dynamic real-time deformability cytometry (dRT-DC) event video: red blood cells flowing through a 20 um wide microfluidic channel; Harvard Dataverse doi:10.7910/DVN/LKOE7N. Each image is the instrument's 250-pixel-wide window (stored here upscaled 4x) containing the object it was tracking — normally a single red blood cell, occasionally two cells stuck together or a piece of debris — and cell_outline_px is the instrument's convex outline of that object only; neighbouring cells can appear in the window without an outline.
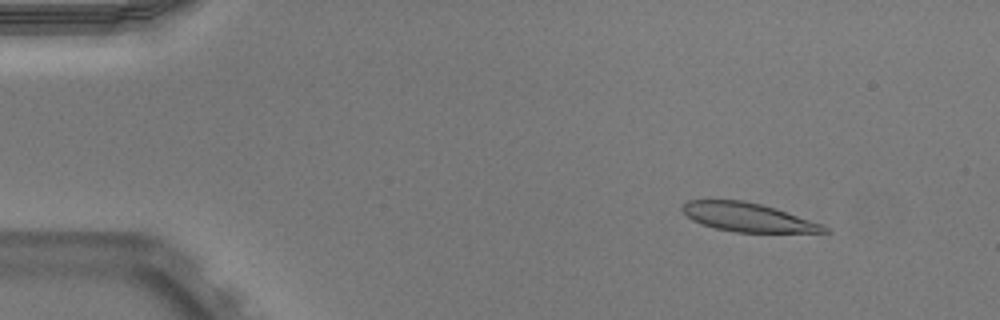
{"species": "Egyptian fruit bat (a non-hibernating species)", "species_latin": "Rousettus aegyptiacus", "temperature_condition": "warm", "stored_images_in_passage": 51, "camera_frame_rate_fps": 3000, "um_per_image_px": 0.085, "animal": {"sex": "male"}, "frame": {"image": 1, "passage_image": 6, "time_ms": 1.667, "image_size_px": [1000, 320], "cell_outline_px": [[832, 232], [736, 232], [716, 228], [700, 224], [692, 220], [680, 208], [688, 200], [744, 200], [776, 208], [820, 224], [828, 228]], "centroid_in_image_um": [63.53, 18.46], "position_along_channel_um": 21.5, "area_um2": 23.41}}
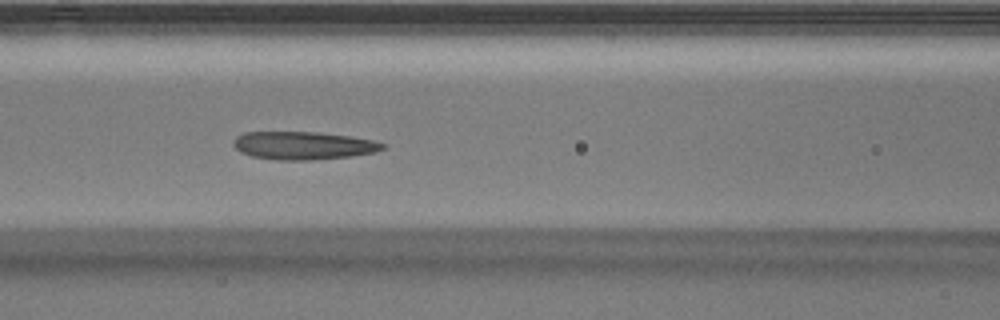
{"frame": {"image": 2, "passage_image": 22, "time_ms": 7.0, "image_size_px": [1000, 320], "cell_outline_px": [[388, 144], [384, 148], [376, 152], [352, 156], [312, 160], [280, 160], [252, 156], [240, 152], [232, 144], [232, 140], [236, 136], [244, 132], [316, 132], [348, 136], [372, 140]], "centroid_in_image_um": [25.77, 12.37], "position_along_channel_um": 140.8, "area_um2": 24.39}}
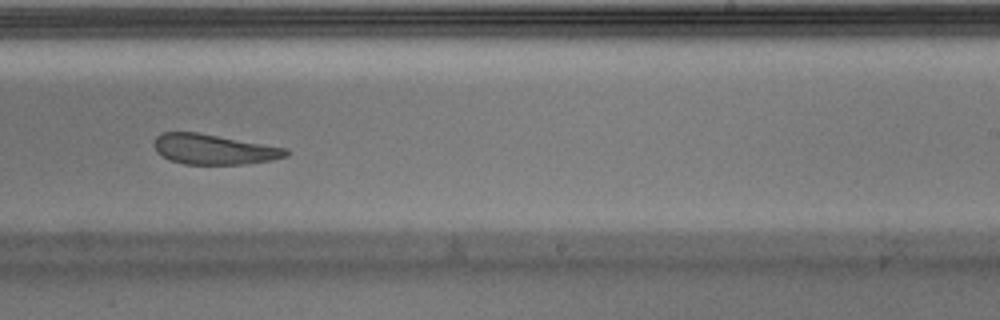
{"frame": {"image": 3, "passage_image": 32, "time_ms": 10.333, "image_size_px": [1000, 320], "cell_outline_px": [[288, 156], [272, 160], [240, 164], [184, 164], [168, 160], [156, 152], [152, 144], [156, 136], [160, 132], [196, 132], [288, 148]], "centroid_in_image_um": [18.12, 12.69], "position_along_channel_um": 270.9, "area_um2": 23.29}, "authors_computed_cell_mechanics": {"area_um2": 25.2008, "velocity_mm_per_s": 3.9084, "shape_relaxation_time_tau1_ms": null, "shape_relaxation_time_tau2_ms": 5.507, "deformation_change_tau1": null, "deformation_change_tau2": 0.1339}}